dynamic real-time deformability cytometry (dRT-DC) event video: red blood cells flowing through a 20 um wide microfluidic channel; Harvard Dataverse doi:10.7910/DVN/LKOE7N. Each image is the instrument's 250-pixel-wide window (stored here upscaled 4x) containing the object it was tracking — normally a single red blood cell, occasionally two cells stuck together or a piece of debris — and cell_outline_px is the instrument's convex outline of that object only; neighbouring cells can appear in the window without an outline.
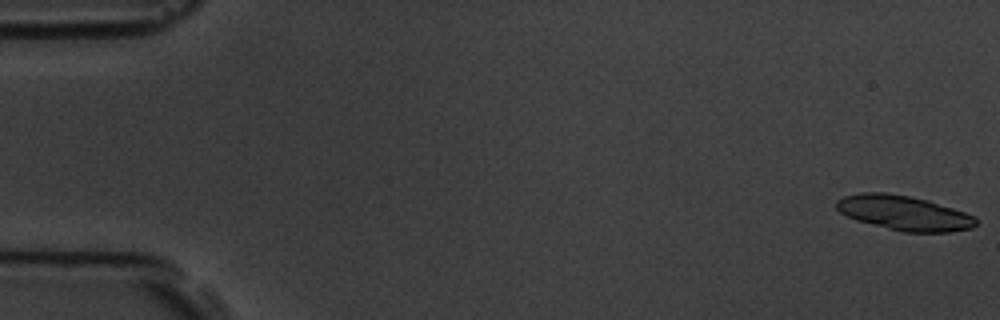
{"species": "common noctule bat (a hibernating species)", "species_latin": "Nyctalus noctula", "temperature_condition": "room temperature", "stored_images_in_passage": 6, "segment_of_instrument_passage": [2, 2], "camera_frame_rate_fps": 3000, "um_per_image_px": 0.085, "animal": {"sex": "male", "body_mass_g": 19.5, "forearm_length_mm": 54.6}, "frame": {"image": 1, "passage_image": 6, "time_ms": 6.667, "image_size_px": [1000, 320], "cell_outline_px": [[976, 224], [972, 228], [948, 232], [904, 232], [856, 220], [840, 212], [836, 208], [836, 200], [844, 196], [860, 192], [888, 192], [928, 200], [976, 216]], "centroid_in_image_um": [76.83, 18.09], "position_along_channel_um": 8.2, "area_um2": 28.09}}